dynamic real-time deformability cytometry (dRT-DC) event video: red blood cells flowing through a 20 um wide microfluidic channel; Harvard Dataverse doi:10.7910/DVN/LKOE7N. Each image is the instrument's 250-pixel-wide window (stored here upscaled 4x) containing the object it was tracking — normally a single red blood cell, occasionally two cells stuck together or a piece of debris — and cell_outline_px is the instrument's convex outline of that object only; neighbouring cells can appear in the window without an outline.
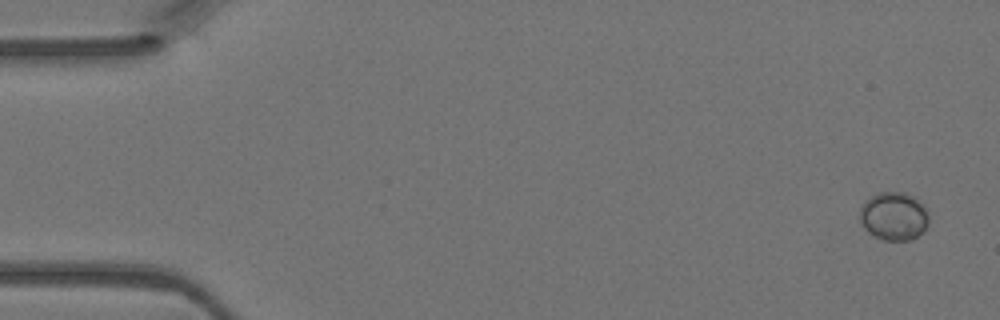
{"species": "Egyptian fruit bat (a non-hibernating species)", "species_latin": "Rousettus aegyptiacus", "temperature_condition": "warm", "stored_images_in_passage": 4, "segment_of_instrument_passage": [1, 2], "camera_frame_rate_fps": 3000, "um_per_image_px": 0.085, "animal": {"sex": "female"}, "frame": {"image": 1, "passage_image": 1, "time_ms": 0.0, "image_size_px": [1000, 320], "cell_outline_px": [[928, 224], [924, 232], [912, 240], [884, 240], [868, 232], [864, 228], [860, 220], [860, 208], [864, 200], [880, 192], [904, 192], [916, 196], [924, 204], [928, 216]], "centroid_in_image_um": [76.0, 18.36], "position_along_channel_um": 9.0, "area_um2": 19.71}}